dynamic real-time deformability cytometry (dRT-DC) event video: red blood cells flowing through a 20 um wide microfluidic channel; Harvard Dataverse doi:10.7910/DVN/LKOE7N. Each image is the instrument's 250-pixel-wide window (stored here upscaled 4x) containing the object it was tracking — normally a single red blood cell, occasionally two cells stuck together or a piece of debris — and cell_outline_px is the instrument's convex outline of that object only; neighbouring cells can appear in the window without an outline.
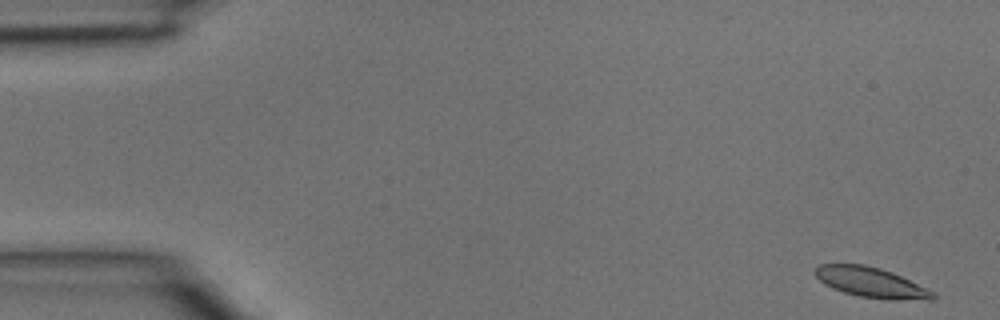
{"species": "common noctule bat (a hibernating species)", "species_latin": "Nyctalus noctula", "temperature_condition": "room temperature", "stored_images_in_passage": 3, "camera_frame_rate_fps": 3000, "um_per_image_px": 0.085, "animal": {"sex": "male", "body_mass_g": 15.6}, "frame": {"image": 1, "passage_image": 1, "time_ms": 0.0, "image_size_px": [1000, 320], "cell_outline_px": [[936, 296], [932, 300], [888, 300], [860, 296], [844, 292], [832, 288], [824, 284], [812, 272], [812, 268], [820, 264], [864, 264], [880, 268], [892, 272], [936, 292]], "centroid_in_image_um": [74.04, 24.01], "position_along_channel_um": 11.0, "area_um2": 20.92}}